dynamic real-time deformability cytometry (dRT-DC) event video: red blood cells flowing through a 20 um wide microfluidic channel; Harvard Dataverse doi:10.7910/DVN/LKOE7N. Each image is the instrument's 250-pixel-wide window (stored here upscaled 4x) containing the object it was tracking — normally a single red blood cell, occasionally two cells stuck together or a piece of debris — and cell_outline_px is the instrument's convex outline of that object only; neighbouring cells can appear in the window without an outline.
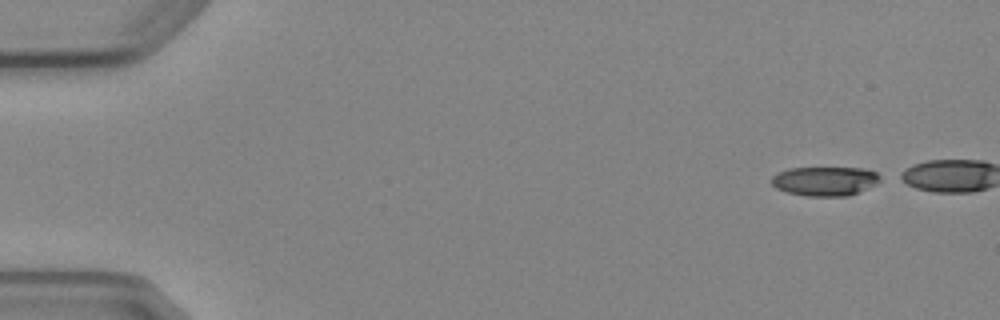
{"species": "Egyptian fruit bat (a non-hibernating species)", "species_latin": "Rousettus aegyptiacus", "temperature_condition": "cold", "stored_images_in_passage": 6, "camera_frame_rate_fps": 3000, "um_per_image_px": 0.085, "animal": {"sex": "female"}, "frame": {"image": 1, "passage_image": 1, "time_ms": 0.0, "image_size_px": [1000, 320], "cell_outline_px": [[884, 180], [876, 184], [848, 196], [804, 196], [788, 192], [776, 188], [772, 184], [772, 176], [788, 168], [864, 168], [876, 172], [884, 176]], "centroid_in_image_um": [70.18, 15.39], "position_along_channel_um": 14.8, "area_um2": 18.61}}
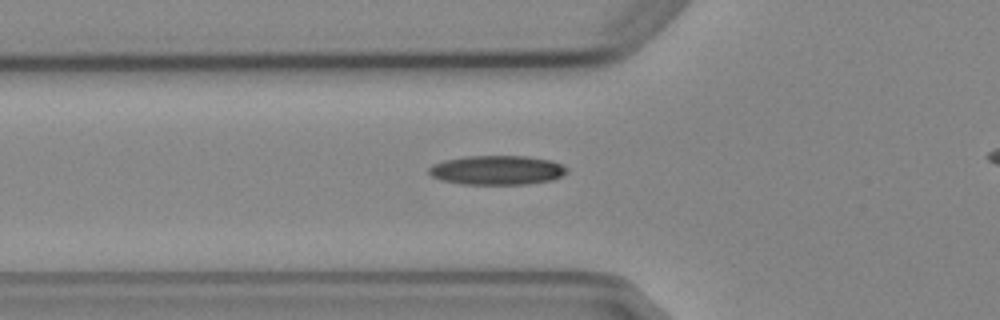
{"frame": {"image": 2, "passage_image": 6, "time_ms": 6.667, "image_size_px": [1000, 320], "cell_outline_px": [[568, 172], [552, 180], [528, 184], [460, 184], [440, 180], [432, 176], [428, 172], [428, 168], [432, 164], [444, 160], [464, 156], [528, 156], [552, 160], [564, 164], [568, 168]], "centroid_in_image_um": [42.26, 14.45], "position_along_channel_um": 83.5, "area_um2": 23.87}}